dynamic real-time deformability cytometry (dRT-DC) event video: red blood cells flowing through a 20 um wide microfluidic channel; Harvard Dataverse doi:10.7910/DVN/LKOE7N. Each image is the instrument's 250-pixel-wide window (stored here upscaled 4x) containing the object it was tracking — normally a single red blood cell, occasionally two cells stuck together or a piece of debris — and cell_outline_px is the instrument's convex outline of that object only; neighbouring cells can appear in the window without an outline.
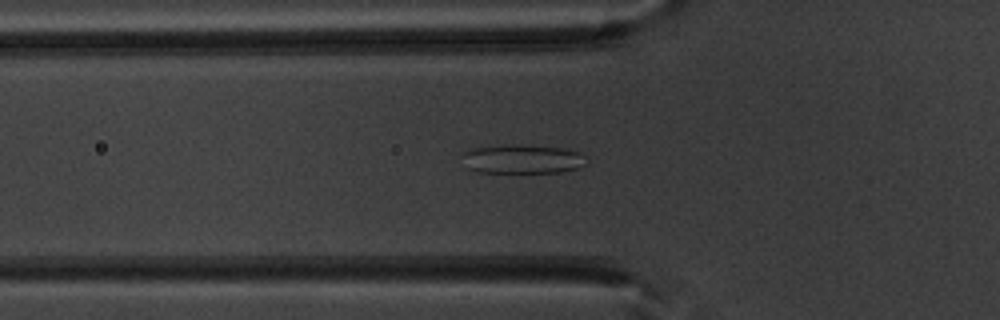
{"species": "common noctule bat (a hibernating species)", "species_latin": "Nyctalus noctula", "temperature_condition": "warm", "stored_images_in_passage": 34, "segment_of_instrument_passage": [1, 2], "camera_frame_rate_fps": 3000, "um_per_image_px": 0.085, "animal": {"sex": "male", "body_mass_g": 20.1, "forearm_length_mm": 53.5}, "frame": {"image": 1, "passage_image": 4, "time_ms": 1.0, "image_size_px": [1000, 320], "cell_outline_px": [[588, 164], [576, 168], [560, 172], [480, 172], [468, 168], [464, 152], [472, 148], [508, 144], [516, 144], [560, 148], [576, 152], [584, 156], [588, 160]], "centroid_in_image_um": [44.44, 13.52], "position_along_channel_um": 81.4, "area_um2": 20.63}}
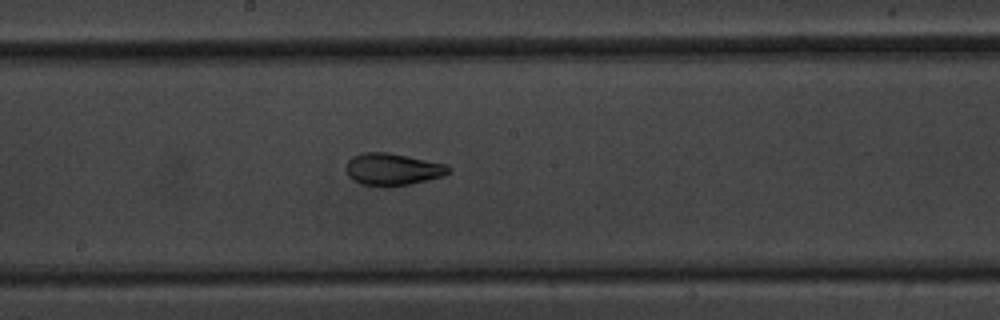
{"frame": {"image": 2, "passage_image": 14, "time_ms": 4.333, "image_size_px": [1000, 320], "cell_outline_px": [[452, 168], [444, 176], [428, 180], [388, 188], [380, 188], [360, 184], [352, 180], [348, 176], [348, 160], [352, 156], [364, 152], [388, 152], [448, 164]], "centroid_in_image_um": [33.39, 14.41], "position_along_channel_um": 214.8, "area_um2": 19.54}}
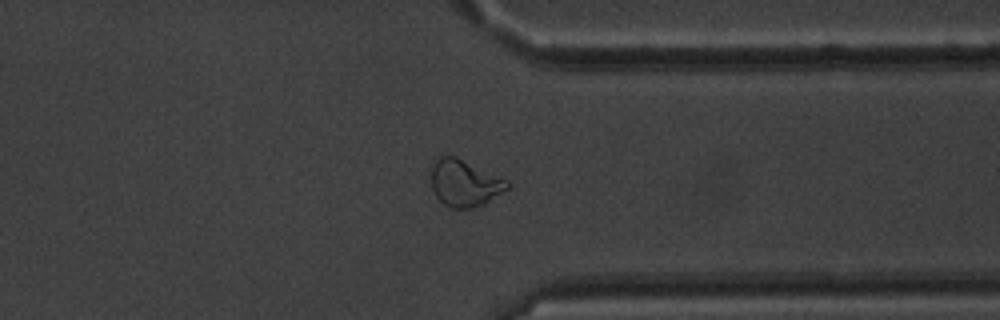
{"frame": {"image": 3, "passage_image": 26, "time_ms": 8.333, "image_size_px": [1000, 320], "cell_outline_px": [[512, 184], [508, 188], [488, 200], [472, 208], [452, 208], [444, 204], [436, 196], [432, 188], [432, 164], [440, 156], [456, 156], [508, 180]], "centroid_in_image_um": [39.48, 15.54], "position_along_channel_um": 371.9, "area_um2": 20.4}}